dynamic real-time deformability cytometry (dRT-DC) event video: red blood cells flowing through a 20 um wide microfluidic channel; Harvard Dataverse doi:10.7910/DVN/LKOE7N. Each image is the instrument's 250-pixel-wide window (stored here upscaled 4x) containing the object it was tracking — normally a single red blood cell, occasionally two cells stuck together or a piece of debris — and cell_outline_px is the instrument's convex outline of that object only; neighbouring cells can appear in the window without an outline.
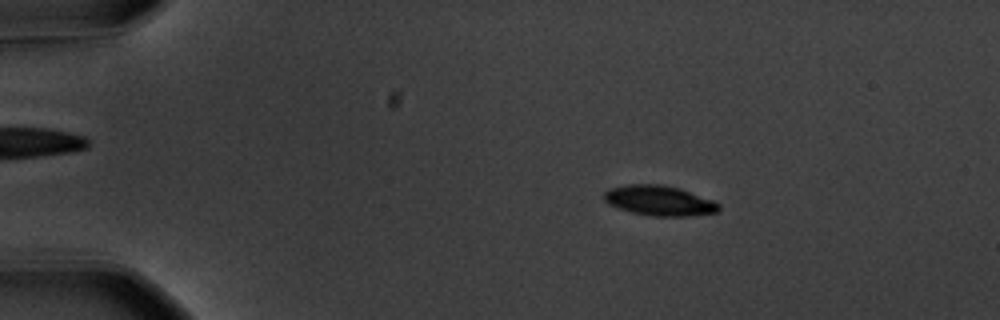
{"species": "common noctule bat (a hibernating species)", "species_latin": "Nyctalus noctula", "temperature_condition": "warm", "stored_images_in_passage": 56, "camera_frame_rate_fps": 3000, "um_per_image_px": 0.085, "animal": {"sex": "male", "body_mass_g": 20.1, "forearm_length_mm": 53.5}, "frame": {"image": 1, "passage_image": 10, "time_ms": 3.0, "image_size_px": [1000, 320], "cell_outline_px": [[720, 208], [716, 212], [688, 216], [656, 216], [632, 212], [608, 204], [604, 200], [604, 192], [608, 188], [628, 184], [660, 184], [676, 188], [712, 200], [720, 204]], "centroid_in_image_um": [55.99, 17.05], "position_along_channel_um": 29.0, "area_um2": 19.77}}
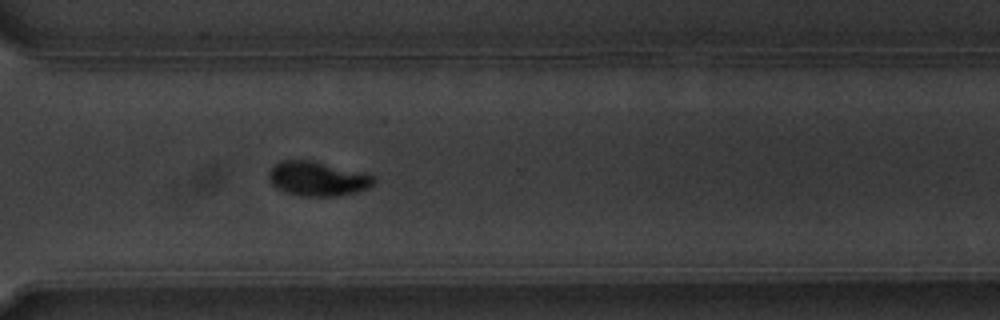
{"frame": {"image": 2, "passage_image": 42, "time_ms": 13.667, "image_size_px": [1000, 320], "cell_outline_px": [[376, 180], [368, 188], [336, 196], [300, 196], [284, 192], [276, 188], [268, 180], [268, 172], [280, 160], [308, 160], [364, 172], [372, 176]], "centroid_in_image_um": [26.94, 15.19], "position_along_channel_um": 343.7, "area_um2": 20.92}}
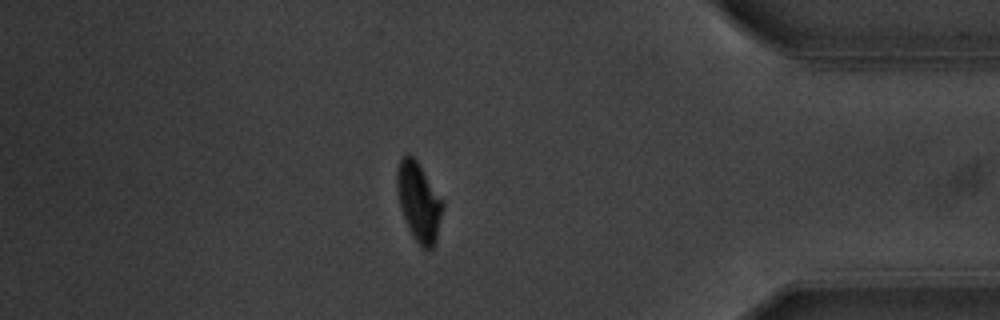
{"frame": {"image": 3, "passage_image": 49, "time_ms": 16.0, "image_size_px": [1000, 320], "cell_outline_px": [[444, 208], [436, 240], [432, 248], [424, 248], [412, 236], [404, 216], [400, 204], [396, 188], [396, 172], [400, 160], [408, 152], [416, 160], [444, 200]], "centroid_in_image_um": [35.62, 17.12], "position_along_channel_um": 399.6, "area_um2": 20.87}, "authors_computed_cell_mechanics": {"area_um2": 20.6346, "velocity_mm_per_s": 3.6133, "shape_relaxation_time_tau1_ms": 2.4371, "shape_relaxation_time_tau2_ms": 5.3363, "deformation_change_tau1": 0.1599, "deformation_change_tau2": 0.0494}}